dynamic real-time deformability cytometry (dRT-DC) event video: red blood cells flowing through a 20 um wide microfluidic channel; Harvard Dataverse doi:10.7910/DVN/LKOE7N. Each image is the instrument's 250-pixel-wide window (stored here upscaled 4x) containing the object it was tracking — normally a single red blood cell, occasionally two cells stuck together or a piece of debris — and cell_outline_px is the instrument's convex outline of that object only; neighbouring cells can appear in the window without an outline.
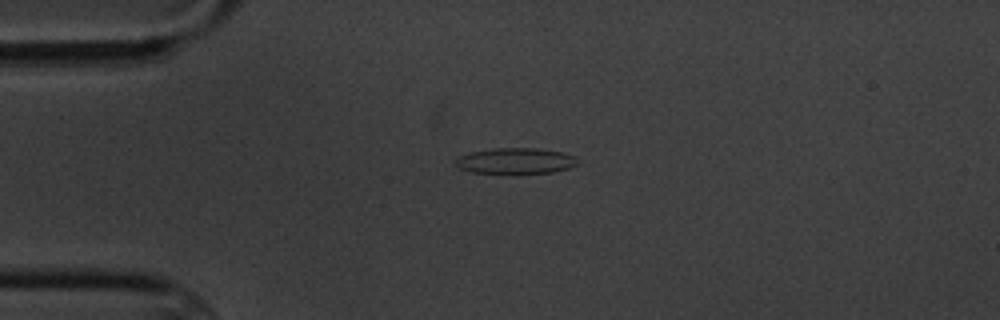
{"species": "common noctule bat (a hibernating species)", "species_latin": "Nyctalus noctula", "temperature_condition": "cold", "stored_images_in_passage": 2, "camera_frame_rate_fps": 3000, "um_per_image_px": 0.085, "animal": {"sex": "male", "body_mass_g": 20.1, "forearm_length_mm": 53.5}, "frame": {"image": 1, "passage_image": 1, "time_ms": 0.0, "image_size_px": [1000, 320], "cell_outline_px": [[576, 164], [568, 168], [552, 172], [472, 172], [460, 168], [456, 164], [456, 160], [460, 156], [472, 152], [492, 148], [536, 148], [564, 152], [576, 156]], "centroid_in_image_um": [43.85, 13.65], "position_along_channel_um": 41.1, "area_um2": 17.86}}